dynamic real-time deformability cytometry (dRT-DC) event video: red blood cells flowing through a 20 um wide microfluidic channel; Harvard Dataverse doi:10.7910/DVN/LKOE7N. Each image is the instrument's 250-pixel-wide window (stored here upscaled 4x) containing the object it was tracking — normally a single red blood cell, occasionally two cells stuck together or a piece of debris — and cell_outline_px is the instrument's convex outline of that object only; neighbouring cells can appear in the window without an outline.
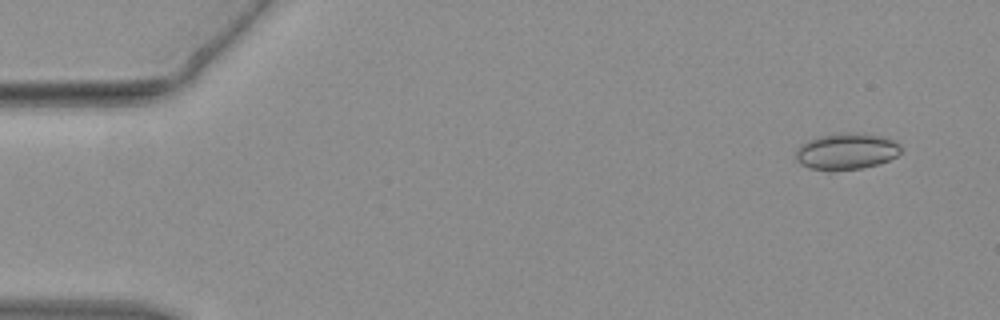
{"species": "common noctule bat (a hibernating species)", "species_latin": "Nyctalus noctula", "temperature_condition": "warm", "stored_images_in_passage": 45, "camera_frame_rate_fps": 3000, "um_per_image_px": 0.085, "animal": {"sex": "female", "body_mass_g": 19.3, "forearm_length_mm": 54.1}, "frame": {"image": 1, "passage_image": 3, "time_ms": 0.667, "image_size_px": [1000, 320], "cell_outline_px": [[900, 152], [896, 156], [880, 164], [860, 168], [828, 172], [808, 168], [800, 164], [796, 160], [796, 148], [800, 144], [808, 140], [820, 136], [848, 132], [880, 136], [892, 140], [900, 144]], "centroid_in_image_um": [71.89, 12.89], "position_along_channel_um": 13.1, "area_um2": 22.43}}
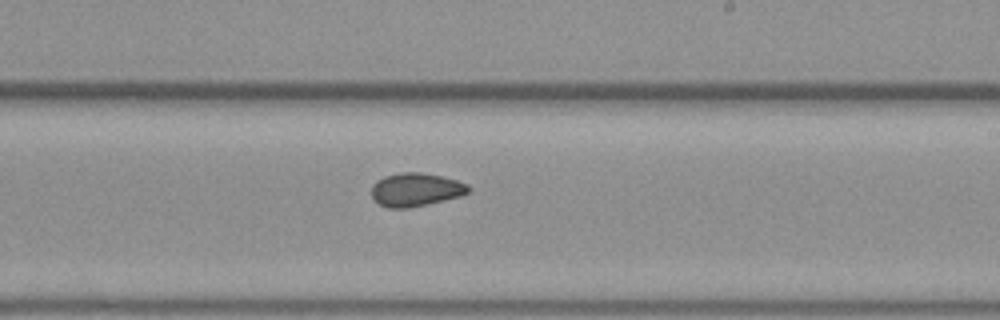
{"frame": {"image": 2, "passage_image": 27, "time_ms": 8.667, "image_size_px": [1000, 320], "cell_outline_px": [[472, 188], [468, 192], [460, 196], [408, 208], [388, 208], [372, 200], [372, 184], [376, 180], [384, 176], [400, 172], [420, 172], [440, 176], [456, 180], [468, 184]], "centroid_in_image_um": [35.3, 16.11], "position_along_channel_um": 253.7, "area_um2": 18.84}}
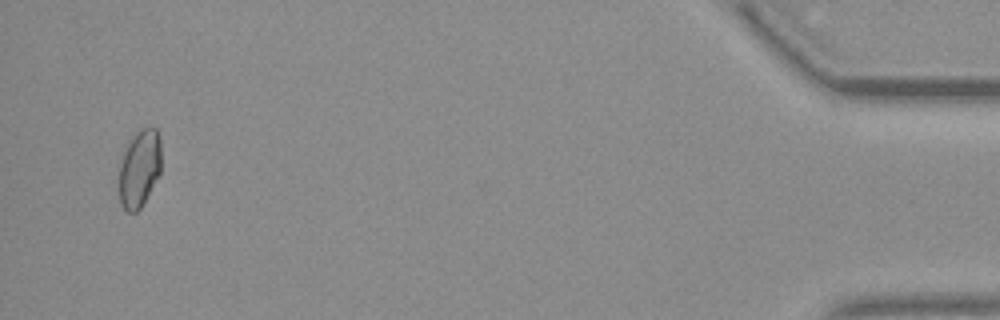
{"frame": {"image": 3, "passage_image": 44, "time_ms": 14.333, "image_size_px": [1000, 320], "cell_outline_px": [[160, 172], [140, 208], [136, 212], [128, 212], [120, 204], [120, 152], [128, 140], [140, 128], [156, 128], [160, 140]], "centroid_in_image_um": [11.82, 14.26], "position_along_channel_um": 423.4, "area_um2": 19.07}}